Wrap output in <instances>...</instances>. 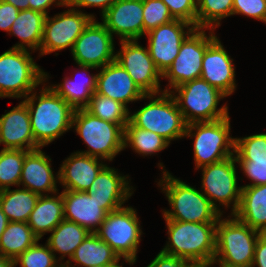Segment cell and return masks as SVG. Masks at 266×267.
Here are the masks:
<instances>
[{
  "label": "cell",
  "mask_w": 266,
  "mask_h": 267,
  "mask_svg": "<svg viewBox=\"0 0 266 267\" xmlns=\"http://www.w3.org/2000/svg\"><path fill=\"white\" fill-rule=\"evenodd\" d=\"M36 93L32 91L23 101L29 111L34 140L44 147L72 128L75 109L49 85L42 86L39 96Z\"/></svg>",
  "instance_id": "6da1fadb"
},
{
  "label": "cell",
  "mask_w": 266,
  "mask_h": 267,
  "mask_svg": "<svg viewBox=\"0 0 266 267\" xmlns=\"http://www.w3.org/2000/svg\"><path fill=\"white\" fill-rule=\"evenodd\" d=\"M159 168L164 170L161 180L158 182L162 187L172 210H163L165 220L195 223H217L223 216L210 202V200L196 188L186 184L180 179L165 171L162 163Z\"/></svg>",
  "instance_id": "7a4b0ae2"
},
{
  "label": "cell",
  "mask_w": 266,
  "mask_h": 267,
  "mask_svg": "<svg viewBox=\"0 0 266 267\" xmlns=\"http://www.w3.org/2000/svg\"><path fill=\"white\" fill-rule=\"evenodd\" d=\"M165 221L169 241L161 252L194 263L214 260L217 223Z\"/></svg>",
  "instance_id": "3957f363"
},
{
  "label": "cell",
  "mask_w": 266,
  "mask_h": 267,
  "mask_svg": "<svg viewBox=\"0 0 266 267\" xmlns=\"http://www.w3.org/2000/svg\"><path fill=\"white\" fill-rule=\"evenodd\" d=\"M260 234L234 215L220 217L216 224L213 261L222 267H251Z\"/></svg>",
  "instance_id": "277c9868"
},
{
  "label": "cell",
  "mask_w": 266,
  "mask_h": 267,
  "mask_svg": "<svg viewBox=\"0 0 266 267\" xmlns=\"http://www.w3.org/2000/svg\"><path fill=\"white\" fill-rule=\"evenodd\" d=\"M27 49L10 48L0 55V98H26L48 80Z\"/></svg>",
  "instance_id": "5b68a950"
},
{
  "label": "cell",
  "mask_w": 266,
  "mask_h": 267,
  "mask_svg": "<svg viewBox=\"0 0 266 267\" xmlns=\"http://www.w3.org/2000/svg\"><path fill=\"white\" fill-rule=\"evenodd\" d=\"M75 126V127H74ZM80 135L88 150L77 151L101 159L112 161L124 148V129L109 121L89 113L85 108L74 110L72 128Z\"/></svg>",
  "instance_id": "8992f818"
},
{
  "label": "cell",
  "mask_w": 266,
  "mask_h": 267,
  "mask_svg": "<svg viewBox=\"0 0 266 267\" xmlns=\"http://www.w3.org/2000/svg\"><path fill=\"white\" fill-rule=\"evenodd\" d=\"M147 98L148 104L133 114L130 112L129 121L135 127L155 132L169 143L183 138L187 124L172 93L147 94Z\"/></svg>",
  "instance_id": "52a82bcc"
},
{
  "label": "cell",
  "mask_w": 266,
  "mask_h": 267,
  "mask_svg": "<svg viewBox=\"0 0 266 267\" xmlns=\"http://www.w3.org/2000/svg\"><path fill=\"white\" fill-rule=\"evenodd\" d=\"M170 93L186 124L212 122L229 116L226 104L217 108L220 100L227 96L201 78L183 83Z\"/></svg>",
  "instance_id": "ba28073f"
},
{
  "label": "cell",
  "mask_w": 266,
  "mask_h": 267,
  "mask_svg": "<svg viewBox=\"0 0 266 267\" xmlns=\"http://www.w3.org/2000/svg\"><path fill=\"white\" fill-rule=\"evenodd\" d=\"M230 127L229 116L212 122L187 124L184 137L195 138L193 150L196 170L234 155L235 138L230 136Z\"/></svg>",
  "instance_id": "9c48e42d"
},
{
  "label": "cell",
  "mask_w": 266,
  "mask_h": 267,
  "mask_svg": "<svg viewBox=\"0 0 266 267\" xmlns=\"http://www.w3.org/2000/svg\"><path fill=\"white\" fill-rule=\"evenodd\" d=\"M96 234L120 259L123 258L129 265L136 262L142 230L133 207H122L108 213Z\"/></svg>",
  "instance_id": "30bf717a"
},
{
  "label": "cell",
  "mask_w": 266,
  "mask_h": 267,
  "mask_svg": "<svg viewBox=\"0 0 266 267\" xmlns=\"http://www.w3.org/2000/svg\"><path fill=\"white\" fill-rule=\"evenodd\" d=\"M235 166L236 159L233 155L223 161L200 167L202 169L201 191L203 190L202 193L222 215L223 211L219 206L229 208L232 205L230 215H233L240 204L242 186L237 185L238 175Z\"/></svg>",
  "instance_id": "8fae6325"
},
{
  "label": "cell",
  "mask_w": 266,
  "mask_h": 267,
  "mask_svg": "<svg viewBox=\"0 0 266 267\" xmlns=\"http://www.w3.org/2000/svg\"><path fill=\"white\" fill-rule=\"evenodd\" d=\"M203 28H195L183 41L179 54L172 65L162 74V79L167 78L169 89L164 92H171L183 83L199 79L202 71V60L208 45L217 37L214 30L210 29L209 36Z\"/></svg>",
  "instance_id": "7c38bea8"
},
{
  "label": "cell",
  "mask_w": 266,
  "mask_h": 267,
  "mask_svg": "<svg viewBox=\"0 0 266 267\" xmlns=\"http://www.w3.org/2000/svg\"><path fill=\"white\" fill-rule=\"evenodd\" d=\"M64 7H70V9L56 14L53 18L49 15L46 16L39 49L40 56L61 51L68 47L72 50L77 38L89 23L96 19L93 14L83 13L68 3Z\"/></svg>",
  "instance_id": "4fadbf2b"
},
{
  "label": "cell",
  "mask_w": 266,
  "mask_h": 267,
  "mask_svg": "<svg viewBox=\"0 0 266 267\" xmlns=\"http://www.w3.org/2000/svg\"><path fill=\"white\" fill-rule=\"evenodd\" d=\"M121 49L116 52L118 62L145 94L164 92L160 89L161 72L156 68L148 48L139 45L138 40L120 41Z\"/></svg>",
  "instance_id": "5bb4252c"
},
{
  "label": "cell",
  "mask_w": 266,
  "mask_h": 267,
  "mask_svg": "<svg viewBox=\"0 0 266 267\" xmlns=\"http://www.w3.org/2000/svg\"><path fill=\"white\" fill-rule=\"evenodd\" d=\"M114 39L110 31L93 19L77 38L71 50L77 65L101 68L115 60Z\"/></svg>",
  "instance_id": "9a60e30c"
},
{
  "label": "cell",
  "mask_w": 266,
  "mask_h": 267,
  "mask_svg": "<svg viewBox=\"0 0 266 267\" xmlns=\"http://www.w3.org/2000/svg\"><path fill=\"white\" fill-rule=\"evenodd\" d=\"M195 28L186 21L175 19L145 34L148 36L149 54L161 74L172 65L179 54L181 44Z\"/></svg>",
  "instance_id": "2e32d148"
},
{
  "label": "cell",
  "mask_w": 266,
  "mask_h": 267,
  "mask_svg": "<svg viewBox=\"0 0 266 267\" xmlns=\"http://www.w3.org/2000/svg\"><path fill=\"white\" fill-rule=\"evenodd\" d=\"M101 18V23L120 41L138 40L144 35L143 0H117Z\"/></svg>",
  "instance_id": "e0dca14e"
},
{
  "label": "cell",
  "mask_w": 266,
  "mask_h": 267,
  "mask_svg": "<svg viewBox=\"0 0 266 267\" xmlns=\"http://www.w3.org/2000/svg\"><path fill=\"white\" fill-rule=\"evenodd\" d=\"M233 59L216 37L207 47L203 60L201 79L230 96L236 89Z\"/></svg>",
  "instance_id": "ac0fdd59"
},
{
  "label": "cell",
  "mask_w": 266,
  "mask_h": 267,
  "mask_svg": "<svg viewBox=\"0 0 266 267\" xmlns=\"http://www.w3.org/2000/svg\"><path fill=\"white\" fill-rule=\"evenodd\" d=\"M97 74L96 93L118 101L126 107L130 102L147 99V94L115 60L100 68Z\"/></svg>",
  "instance_id": "d6986e66"
},
{
  "label": "cell",
  "mask_w": 266,
  "mask_h": 267,
  "mask_svg": "<svg viewBox=\"0 0 266 267\" xmlns=\"http://www.w3.org/2000/svg\"><path fill=\"white\" fill-rule=\"evenodd\" d=\"M126 176L106 164L86 193L92 195L107 213L118 210L133 194L134 188Z\"/></svg>",
  "instance_id": "ffe728a7"
},
{
  "label": "cell",
  "mask_w": 266,
  "mask_h": 267,
  "mask_svg": "<svg viewBox=\"0 0 266 267\" xmlns=\"http://www.w3.org/2000/svg\"><path fill=\"white\" fill-rule=\"evenodd\" d=\"M3 149L32 151L41 148L34 140L29 111L24 101L0 117V145Z\"/></svg>",
  "instance_id": "44dd1931"
},
{
  "label": "cell",
  "mask_w": 266,
  "mask_h": 267,
  "mask_svg": "<svg viewBox=\"0 0 266 267\" xmlns=\"http://www.w3.org/2000/svg\"><path fill=\"white\" fill-rule=\"evenodd\" d=\"M64 219L77 223L90 233H96L107 212L101 204L86 192L63 190Z\"/></svg>",
  "instance_id": "7402d4cb"
},
{
  "label": "cell",
  "mask_w": 266,
  "mask_h": 267,
  "mask_svg": "<svg viewBox=\"0 0 266 267\" xmlns=\"http://www.w3.org/2000/svg\"><path fill=\"white\" fill-rule=\"evenodd\" d=\"M59 172L56 177L51 168V158L41 148L29 151L23 162L20 185L39 195L58 192Z\"/></svg>",
  "instance_id": "603a6c76"
},
{
  "label": "cell",
  "mask_w": 266,
  "mask_h": 267,
  "mask_svg": "<svg viewBox=\"0 0 266 267\" xmlns=\"http://www.w3.org/2000/svg\"><path fill=\"white\" fill-rule=\"evenodd\" d=\"M100 160L79 152L72 153L58 171L59 183L64 190L86 192L106 165Z\"/></svg>",
  "instance_id": "cb8c5ba5"
},
{
  "label": "cell",
  "mask_w": 266,
  "mask_h": 267,
  "mask_svg": "<svg viewBox=\"0 0 266 267\" xmlns=\"http://www.w3.org/2000/svg\"><path fill=\"white\" fill-rule=\"evenodd\" d=\"M233 215L252 229L266 233V184L243 185L240 204Z\"/></svg>",
  "instance_id": "d4e9b609"
},
{
  "label": "cell",
  "mask_w": 266,
  "mask_h": 267,
  "mask_svg": "<svg viewBox=\"0 0 266 267\" xmlns=\"http://www.w3.org/2000/svg\"><path fill=\"white\" fill-rule=\"evenodd\" d=\"M57 194L56 192L53 196L40 195L30 213L27 224L39 239L45 233H50L64 219L62 193Z\"/></svg>",
  "instance_id": "484cf974"
},
{
  "label": "cell",
  "mask_w": 266,
  "mask_h": 267,
  "mask_svg": "<svg viewBox=\"0 0 266 267\" xmlns=\"http://www.w3.org/2000/svg\"><path fill=\"white\" fill-rule=\"evenodd\" d=\"M75 266L70 265L72 261ZM120 258L104 240L96 233H90L76 248L70 260L64 262V267H91L96 265H119Z\"/></svg>",
  "instance_id": "4316f807"
},
{
  "label": "cell",
  "mask_w": 266,
  "mask_h": 267,
  "mask_svg": "<svg viewBox=\"0 0 266 267\" xmlns=\"http://www.w3.org/2000/svg\"><path fill=\"white\" fill-rule=\"evenodd\" d=\"M46 16L44 13L32 9L20 11L9 31V35L17 36L20 39V42L13 48L31 49L34 52L39 50Z\"/></svg>",
  "instance_id": "83f0119b"
},
{
  "label": "cell",
  "mask_w": 266,
  "mask_h": 267,
  "mask_svg": "<svg viewBox=\"0 0 266 267\" xmlns=\"http://www.w3.org/2000/svg\"><path fill=\"white\" fill-rule=\"evenodd\" d=\"M79 68L85 73L83 77H86L89 69H97L93 66L78 65ZM78 73H76V77ZM97 75H87L86 80L77 81L74 80L75 76L63 78V82L58 85H51L50 87L62 97L73 109L85 108L95 93Z\"/></svg>",
  "instance_id": "f1b7e54d"
},
{
  "label": "cell",
  "mask_w": 266,
  "mask_h": 267,
  "mask_svg": "<svg viewBox=\"0 0 266 267\" xmlns=\"http://www.w3.org/2000/svg\"><path fill=\"white\" fill-rule=\"evenodd\" d=\"M47 239L50 250L61 254L59 261L64 265L65 256L68 260L73 256L76 248L90 234V232L75 222L63 219L51 232Z\"/></svg>",
  "instance_id": "f546056e"
},
{
  "label": "cell",
  "mask_w": 266,
  "mask_h": 267,
  "mask_svg": "<svg viewBox=\"0 0 266 267\" xmlns=\"http://www.w3.org/2000/svg\"><path fill=\"white\" fill-rule=\"evenodd\" d=\"M39 240L26 222L10 221L0 237V256L15 260Z\"/></svg>",
  "instance_id": "4dcf8cb0"
},
{
  "label": "cell",
  "mask_w": 266,
  "mask_h": 267,
  "mask_svg": "<svg viewBox=\"0 0 266 267\" xmlns=\"http://www.w3.org/2000/svg\"><path fill=\"white\" fill-rule=\"evenodd\" d=\"M39 196L26 188L4 189L0 191V206L9 221L27 223Z\"/></svg>",
  "instance_id": "1f68e13d"
},
{
  "label": "cell",
  "mask_w": 266,
  "mask_h": 267,
  "mask_svg": "<svg viewBox=\"0 0 266 267\" xmlns=\"http://www.w3.org/2000/svg\"><path fill=\"white\" fill-rule=\"evenodd\" d=\"M169 142L149 130L135 127L130 121L124 129V148L130 146L133 150L143 156L159 153L169 146Z\"/></svg>",
  "instance_id": "d6a6232c"
},
{
  "label": "cell",
  "mask_w": 266,
  "mask_h": 267,
  "mask_svg": "<svg viewBox=\"0 0 266 267\" xmlns=\"http://www.w3.org/2000/svg\"><path fill=\"white\" fill-rule=\"evenodd\" d=\"M85 109L98 118L120 125L123 129L129 122V109L107 96L94 93Z\"/></svg>",
  "instance_id": "836d02e7"
},
{
  "label": "cell",
  "mask_w": 266,
  "mask_h": 267,
  "mask_svg": "<svg viewBox=\"0 0 266 267\" xmlns=\"http://www.w3.org/2000/svg\"><path fill=\"white\" fill-rule=\"evenodd\" d=\"M231 15L233 0H197V28L215 30L221 19Z\"/></svg>",
  "instance_id": "e575fe53"
},
{
  "label": "cell",
  "mask_w": 266,
  "mask_h": 267,
  "mask_svg": "<svg viewBox=\"0 0 266 267\" xmlns=\"http://www.w3.org/2000/svg\"><path fill=\"white\" fill-rule=\"evenodd\" d=\"M29 151L19 149L0 150V191L19 186L25 155Z\"/></svg>",
  "instance_id": "d590c367"
},
{
  "label": "cell",
  "mask_w": 266,
  "mask_h": 267,
  "mask_svg": "<svg viewBox=\"0 0 266 267\" xmlns=\"http://www.w3.org/2000/svg\"><path fill=\"white\" fill-rule=\"evenodd\" d=\"M234 156L237 163H266V133L236 137Z\"/></svg>",
  "instance_id": "8d00e7d4"
},
{
  "label": "cell",
  "mask_w": 266,
  "mask_h": 267,
  "mask_svg": "<svg viewBox=\"0 0 266 267\" xmlns=\"http://www.w3.org/2000/svg\"><path fill=\"white\" fill-rule=\"evenodd\" d=\"M13 264L14 267L17 264H20V267H64L48 244L41 245L38 241L13 260Z\"/></svg>",
  "instance_id": "74e56055"
},
{
  "label": "cell",
  "mask_w": 266,
  "mask_h": 267,
  "mask_svg": "<svg viewBox=\"0 0 266 267\" xmlns=\"http://www.w3.org/2000/svg\"><path fill=\"white\" fill-rule=\"evenodd\" d=\"M175 20L162 0H143L144 35L160 25Z\"/></svg>",
  "instance_id": "f35d334b"
},
{
  "label": "cell",
  "mask_w": 266,
  "mask_h": 267,
  "mask_svg": "<svg viewBox=\"0 0 266 267\" xmlns=\"http://www.w3.org/2000/svg\"><path fill=\"white\" fill-rule=\"evenodd\" d=\"M174 19L186 21L197 28V0H162Z\"/></svg>",
  "instance_id": "ab89813d"
},
{
  "label": "cell",
  "mask_w": 266,
  "mask_h": 267,
  "mask_svg": "<svg viewBox=\"0 0 266 267\" xmlns=\"http://www.w3.org/2000/svg\"><path fill=\"white\" fill-rule=\"evenodd\" d=\"M242 14L266 24V0H233V15Z\"/></svg>",
  "instance_id": "60d3db41"
},
{
  "label": "cell",
  "mask_w": 266,
  "mask_h": 267,
  "mask_svg": "<svg viewBox=\"0 0 266 267\" xmlns=\"http://www.w3.org/2000/svg\"><path fill=\"white\" fill-rule=\"evenodd\" d=\"M247 178L253 183L245 186H258L266 184V163H238Z\"/></svg>",
  "instance_id": "b9f144b4"
},
{
  "label": "cell",
  "mask_w": 266,
  "mask_h": 267,
  "mask_svg": "<svg viewBox=\"0 0 266 267\" xmlns=\"http://www.w3.org/2000/svg\"><path fill=\"white\" fill-rule=\"evenodd\" d=\"M192 261L159 252L147 267H193Z\"/></svg>",
  "instance_id": "7bdbcfd3"
},
{
  "label": "cell",
  "mask_w": 266,
  "mask_h": 267,
  "mask_svg": "<svg viewBox=\"0 0 266 267\" xmlns=\"http://www.w3.org/2000/svg\"><path fill=\"white\" fill-rule=\"evenodd\" d=\"M19 12L12 4L0 1V29L9 32Z\"/></svg>",
  "instance_id": "ee69618b"
},
{
  "label": "cell",
  "mask_w": 266,
  "mask_h": 267,
  "mask_svg": "<svg viewBox=\"0 0 266 267\" xmlns=\"http://www.w3.org/2000/svg\"><path fill=\"white\" fill-rule=\"evenodd\" d=\"M266 267V233L258 237L251 267Z\"/></svg>",
  "instance_id": "f6af8a7d"
},
{
  "label": "cell",
  "mask_w": 266,
  "mask_h": 267,
  "mask_svg": "<svg viewBox=\"0 0 266 267\" xmlns=\"http://www.w3.org/2000/svg\"><path fill=\"white\" fill-rule=\"evenodd\" d=\"M117 0H70L68 2L72 7H100L101 16L112 6Z\"/></svg>",
  "instance_id": "bcb514c9"
},
{
  "label": "cell",
  "mask_w": 266,
  "mask_h": 267,
  "mask_svg": "<svg viewBox=\"0 0 266 267\" xmlns=\"http://www.w3.org/2000/svg\"><path fill=\"white\" fill-rule=\"evenodd\" d=\"M29 9L44 13L48 15V8L51 5L56 4V6H64L66 2L64 0H29Z\"/></svg>",
  "instance_id": "7dc6e473"
},
{
  "label": "cell",
  "mask_w": 266,
  "mask_h": 267,
  "mask_svg": "<svg viewBox=\"0 0 266 267\" xmlns=\"http://www.w3.org/2000/svg\"><path fill=\"white\" fill-rule=\"evenodd\" d=\"M15 6L19 11L29 9V0H0Z\"/></svg>",
  "instance_id": "c3c4849f"
},
{
  "label": "cell",
  "mask_w": 266,
  "mask_h": 267,
  "mask_svg": "<svg viewBox=\"0 0 266 267\" xmlns=\"http://www.w3.org/2000/svg\"><path fill=\"white\" fill-rule=\"evenodd\" d=\"M10 221L6 217V215L3 213L1 206H0V237L3 234L4 230L6 229V226L8 225Z\"/></svg>",
  "instance_id": "681fc988"
},
{
  "label": "cell",
  "mask_w": 266,
  "mask_h": 267,
  "mask_svg": "<svg viewBox=\"0 0 266 267\" xmlns=\"http://www.w3.org/2000/svg\"><path fill=\"white\" fill-rule=\"evenodd\" d=\"M0 267H14L13 260L0 256Z\"/></svg>",
  "instance_id": "f907efd6"
},
{
  "label": "cell",
  "mask_w": 266,
  "mask_h": 267,
  "mask_svg": "<svg viewBox=\"0 0 266 267\" xmlns=\"http://www.w3.org/2000/svg\"><path fill=\"white\" fill-rule=\"evenodd\" d=\"M215 262L211 261V262H200V263H193V267H212V265H214ZM219 267H222L221 265H219Z\"/></svg>",
  "instance_id": "816d5d0a"
},
{
  "label": "cell",
  "mask_w": 266,
  "mask_h": 267,
  "mask_svg": "<svg viewBox=\"0 0 266 267\" xmlns=\"http://www.w3.org/2000/svg\"><path fill=\"white\" fill-rule=\"evenodd\" d=\"M119 265H96V266H91V267H116Z\"/></svg>",
  "instance_id": "f5cc1de1"
}]
</instances>
